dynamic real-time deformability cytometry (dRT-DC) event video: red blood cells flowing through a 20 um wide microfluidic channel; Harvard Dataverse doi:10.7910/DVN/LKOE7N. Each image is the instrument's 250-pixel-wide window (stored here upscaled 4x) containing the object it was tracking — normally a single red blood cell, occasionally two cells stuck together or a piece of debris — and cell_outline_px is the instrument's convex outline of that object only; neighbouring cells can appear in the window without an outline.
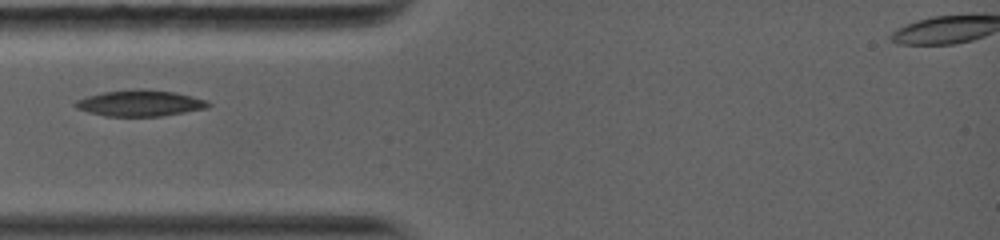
{"species": "common noctule bat (a hibernating species)", "species_latin": "Nyctalus noctula", "temperature_condition": "warm", "stored_images_in_passage": 9, "camera_frame_rate_fps": 5000, "um_per_image_px": 0.085, "animal": {"sex": "female", "body_mass_g": 19.0, "forearm_length_mm": 56.7}, "frame": {"image": 1, "passage_image": 1, "time_ms": 0.0, "image_size_px": [1000, 240], "cell_outline_px": [[212, 104], [208, 108], [160, 116], [104, 116], [88, 112], [76, 108], [72, 104], [76, 100], [88, 96], [104, 92], [140, 88], [172, 92], [192, 96], [208, 100]], "centroid_in_image_um": [11.9, 8.77], "position_along_channel_um": 73.1, "area_um2": 20.23}}
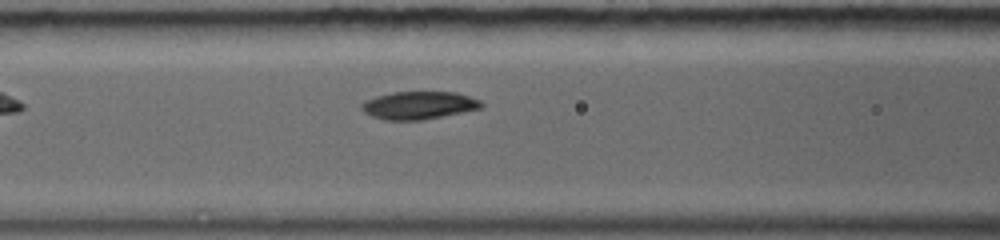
{"frame": {"image": 2, "passage_image": 3, "time_ms": 1.4, "image_size_px": [1000, 240], "cell_outline_px": [[484, 104], [480, 108], [464, 112], [424, 120], [384, 120], [372, 116], [364, 112], [360, 108], [360, 104], [364, 100], [376, 96], [392, 92], [456, 92], [480, 100]], "centroid_in_image_um": [35.57, 8.95], "position_along_channel_um": 131.0, "area_um2": 19.54}}
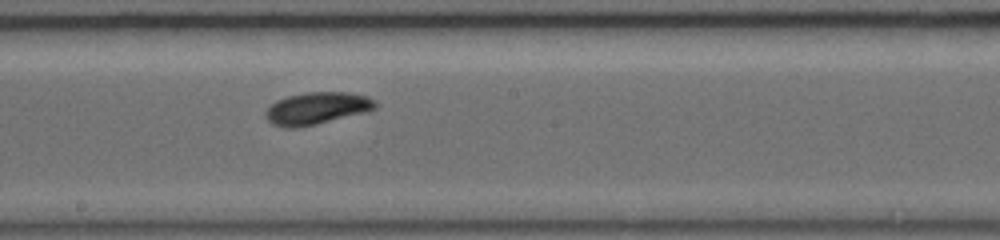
{"frame": {"image": 3, "passage_image": 6, "time_ms": 3.6, "image_size_px": [1000, 240], "cell_outline_px": [[376, 108], [368, 112], [316, 124], [296, 128], [284, 128], [272, 124], [264, 116], [264, 112], [276, 100], [288, 96], [308, 92], [348, 92], [368, 96], [376, 100]], "centroid_in_image_um": [26.94, 9.21], "position_along_channel_um": 221.3, "area_um2": 20.75}}